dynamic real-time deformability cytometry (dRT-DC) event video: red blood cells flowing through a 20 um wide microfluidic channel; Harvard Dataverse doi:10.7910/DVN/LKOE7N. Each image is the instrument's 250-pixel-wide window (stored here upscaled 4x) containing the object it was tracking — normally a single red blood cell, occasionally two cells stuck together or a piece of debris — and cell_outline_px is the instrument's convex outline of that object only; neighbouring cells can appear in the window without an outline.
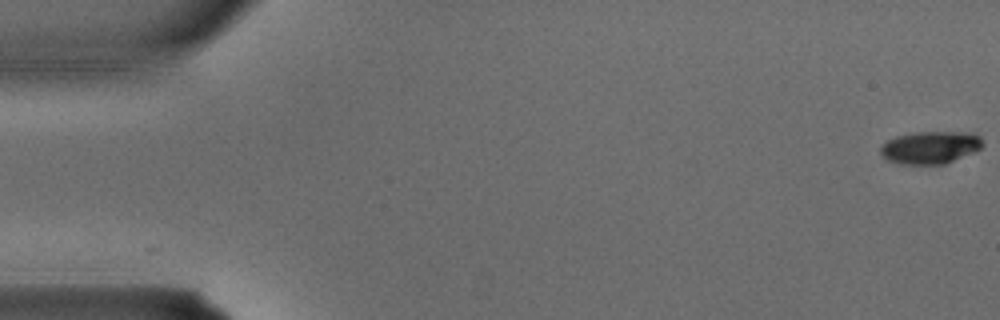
{"species": "common noctule bat (a hibernating species)", "species_latin": "Nyctalus noctula", "temperature_condition": "warm", "stored_images_in_passage": 4, "camera_frame_rate_fps": 3000, "um_per_image_px": 0.085, "animal": {"sex": "male", "body_mass_g": 15.6}, "frame": {"image": 1, "passage_image": 1, "time_ms": 0.0, "image_size_px": [1000, 320], "cell_outline_px": [[984, 144], [980, 148], [972, 152], [944, 164], [900, 164], [888, 160], [880, 152], [880, 148], [888, 140], [896, 136], [916, 132], [972, 132], [980, 136]], "centroid_in_image_um": [79.09, 12.52], "position_along_channel_um": 5.9, "area_um2": 19.19}}